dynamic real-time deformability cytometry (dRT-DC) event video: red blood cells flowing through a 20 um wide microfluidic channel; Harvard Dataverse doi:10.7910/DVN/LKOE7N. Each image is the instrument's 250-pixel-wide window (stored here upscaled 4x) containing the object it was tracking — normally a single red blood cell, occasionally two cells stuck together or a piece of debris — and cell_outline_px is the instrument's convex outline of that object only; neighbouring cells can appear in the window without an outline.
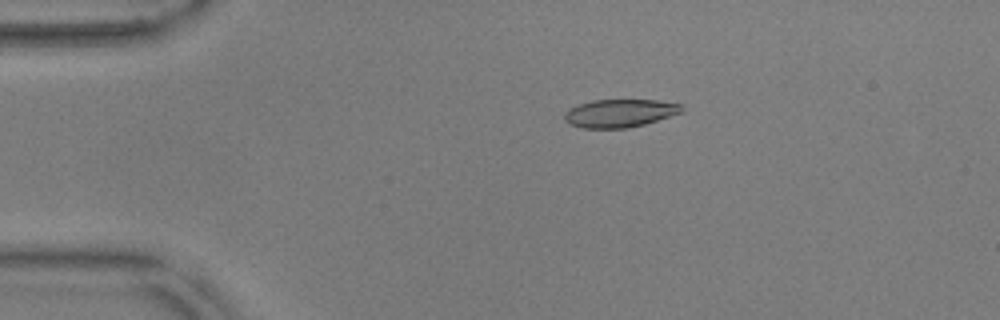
{"species": "common noctule bat (a hibernating species)", "species_latin": "Nyctalus noctula", "temperature_condition": "warm", "stored_images_in_passage": 48, "camera_frame_rate_fps": 3000, "um_per_image_px": 0.085, "animal": {"sex": "male", "body_mass_g": 17.9, "forearm_length_mm": 54.2}, "frame": {"image": 1, "passage_image": 4, "time_ms": 1.0, "image_size_px": [1000, 320], "cell_outline_px": [[684, 112], [644, 124], [628, 128], [584, 128], [572, 124], [564, 120], [564, 112], [580, 104], [592, 100], [656, 100], [684, 104]], "centroid_in_image_um": [52.74, 9.61], "position_along_channel_um": 32.3, "area_um2": 19.13}}
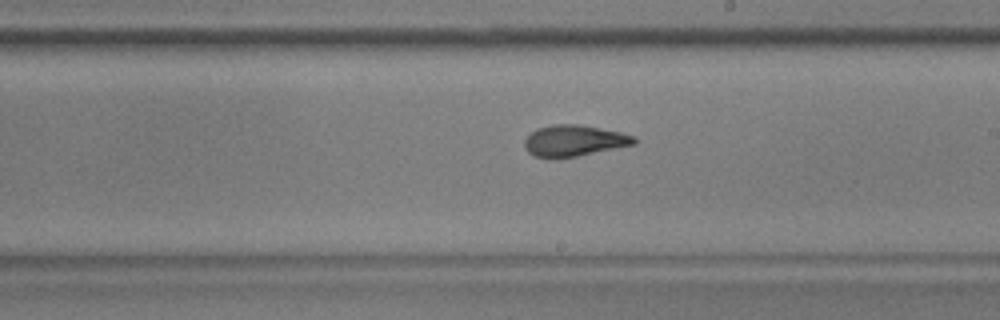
{"frame": {"image": 2, "passage_image": 25, "time_ms": 8.0, "image_size_px": [1000, 320], "cell_outline_px": [[640, 140], [636, 144], [576, 156], [532, 156], [524, 148], [524, 140], [536, 128], [552, 124], [576, 124], [620, 132], [636, 136]], "centroid_in_image_um": [48.83, 11.93], "position_along_channel_um": 240.2, "area_um2": 19.65}}
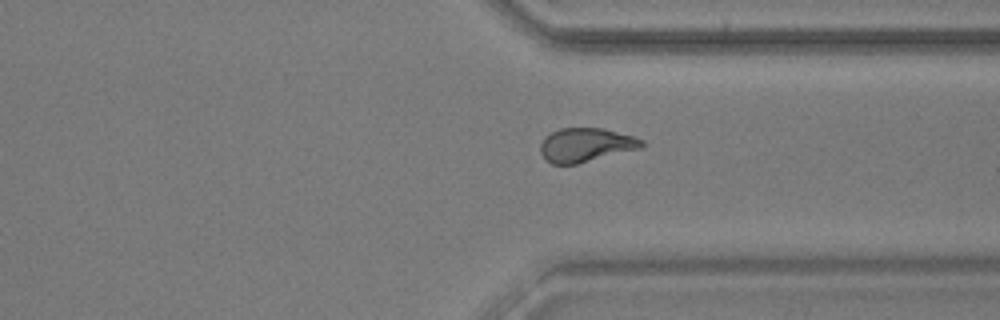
{"frame": {"image": 3, "passage_image": 35, "time_ms": 11.333, "image_size_px": [1000, 320], "cell_outline_px": [[644, 144], [640, 148], [576, 164], [552, 164], [544, 160], [540, 152], [540, 144], [544, 136], [560, 128], [604, 128], [632, 136], [644, 140]], "centroid_in_image_um": [49.74, 12.32], "position_along_channel_um": 361.7, "area_um2": 20.0}, "authors_computed_cell_mechanics": {"area_um2": 20.1722, "velocity_mm_per_s": 3.642, "shape_relaxation_time_tau1_ms": 8.909, "shape_relaxation_time_tau2_ms": 1.6808, "deformation_change_tau1": 0.2087, "deformation_change_tau2": 0.0825}}